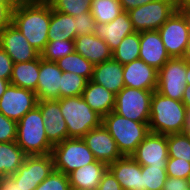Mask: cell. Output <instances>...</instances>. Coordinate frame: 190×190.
Segmentation results:
<instances>
[{"label":"cell","instance_id":"6da1fadb","mask_svg":"<svg viewBox=\"0 0 190 190\" xmlns=\"http://www.w3.org/2000/svg\"><path fill=\"white\" fill-rule=\"evenodd\" d=\"M51 6L46 3H20L12 11V24L40 53L48 43Z\"/></svg>","mask_w":190,"mask_h":190},{"label":"cell","instance_id":"7a4b0ae2","mask_svg":"<svg viewBox=\"0 0 190 190\" xmlns=\"http://www.w3.org/2000/svg\"><path fill=\"white\" fill-rule=\"evenodd\" d=\"M186 116L187 108L182 101L171 99L157 91L153 92L149 119L151 133L162 135L183 133Z\"/></svg>","mask_w":190,"mask_h":190},{"label":"cell","instance_id":"3957f363","mask_svg":"<svg viewBox=\"0 0 190 190\" xmlns=\"http://www.w3.org/2000/svg\"><path fill=\"white\" fill-rule=\"evenodd\" d=\"M44 117L36 106L17 122L16 143L26 155H47L53 145L45 133Z\"/></svg>","mask_w":190,"mask_h":190},{"label":"cell","instance_id":"277c9868","mask_svg":"<svg viewBox=\"0 0 190 190\" xmlns=\"http://www.w3.org/2000/svg\"><path fill=\"white\" fill-rule=\"evenodd\" d=\"M102 124L117 143L123 156H131L150 133L149 122H136L122 117L114 111L103 117Z\"/></svg>","mask_w":190,"mask_h":190},{"label":"cell","instance_id":"5b68a950","mask_svg":"<svg viewBox=\"0 0 190 190\" xmlns=\"http://www.w3.org/2000/svg\"><path fill=\"white\" fill-rule=\"evenodd\" d=\"M68 129V138H82L102 125L103 117L93 111L81 95L57 99Z\"/></svg>","mask_w":190,"mask_h":190},{"label":"cell","instance_id":"8992f818","mask_svg":"<svg viewBox=\"0 0 190 190\" xmlns=\"http://www.w3.org/2000/svg\"><path fill=\"white\" fill-rule=\"evenodd\" d=\"M56 171L69 175L96 159L82 138H67L53 146L51 152Z\"/></svg>","mask_w":190,"mask_h":190},{"label":"cell","instance_id":"52a82bcc","mask_svg":"<svg viewBox=\"0 0 190 190\" xmlns=\"http://www.w3.org/2000/svg\"><path fill=\"white\" fill-rule=\"evenodd\" d=\"M153 91L124 87L115 95L113 111L136 122H149Z\"/></svg>","mask_w":190,"mask_h":190},{"label":"cell","instance_id":"ba28073f","mask_svg":"<svg viewBox=\"0 0 190 190\" xmlns=\"http://www.w3.org/2000/svg\"><path fill=\"white\" fill-rule=\"evenodd\" d=\"M176 10L174 0H154L128 11L136 32L158 30Z\"/></svg>","mask_w":190,"mask_h":190},{"label":"cell","instance_id":"9c48e42d","mask_svg":"<svg viewBox=\"0 0 190 190\" xmlns=\"http://www.w3.org/2000/svg\"><path fill=\"white\" fill-rule=\"evenodd\" d=\"M170 58H182L190 38V22L181 10H175L158 29Z\"/></svg>","mask_w":190,"mask_h":190},{"label":"cell","instance_id":"30bf717a","mask_svg":"<svg viewBox=\"0 0 190 190\" xmlns=\"http://www.w3.org/2000/svg\"><path fill=\"white\" fill-rule=\"evenodd\" d=\"M186 83V62L170 58L158 71L156 91L174 100L182 101Z\"/></svg>","mask_w":190,"mask_h":190},{"label":"cell","instance_id":"8fae6325","mask_svg":"<svg viewBox=\"0 0 190 190\" xmlns=\"http://www.w3.org/2000/svg\"><path fill=\"white\" fill-rule=\"evenodd\" d=\"M54 170L51 153L47 155H27L18 171L10 177L25 190H34Z\"/></svg>","mask_w":190,"mask_h":190},{"label":"cell","instance_id":"7c38bea8","mask_svg":"<svg viewBox=\"0 0 190 190\" xmlns=\"http://www.w3.org/2000/svg\"><path fill=\"white\" fill-rule=\"evenodd\" d=\"M37 102L34 91L10 84L0 98V113L18 122L37 106Z\"/></svg>","mask_w":190,"mask_h":190},{"label":"cell","instance_id":"4fadbf2b","mask_svg":"<svg viewBox=\"0 0 190 190\" xmlns=\"http://www.w3.org/2000/svg\"><path fill=\"white\" fill-rule=\"evenodd\" d=\"M131 157L141 166H166L168 160L167 135L149 133Z\"/></svg>","mask_w":190,"mask_h":190},{"label":"cell","instance_id":"5bb4252c","mask_svg":"<svg viewBox=\"0 0 190 190\" xmlns=\"http://www.w3.org/2000/svg\"><path fill=\"white\" fill-rule=\"evenodd\" d=\"M82 139L93 153L95 159L106 165L123 157L117 143L103 124L88 131Z\"/></svg>","mask_w":190,"mask_h":190},{"label":"cell","instance_id":"9a60e30c","mask_svg":"<svg viewBox=\"0 0 190 190\" xmlns=\"http://www.w3.org/2000/svg\"><path fill=\"white\" fill-rule=\"evenodd\" d=\"M0 46L14 63L29 62L40 56V52L12 23L0 33Z\"/></svg>","mask_w":190,"mask_h":190},{"label":"cell","instance_id":"2e32d148","mask_svg":"<svg viewBox=\"0 0 190 190\" xmlns=\"http://www.w3.org/2000/svg\"><path fill=\"white\" fill-rule=\"evenodd\" d=\"M37 107L44 117L45 133L54 146L68 138V129L57 99L38 100Z\"/></svg>","mask_w":190,"mask_h":190},{"label":"cell","instance_id":"e0dca14e","mask_svg":"<svg viewBox=\"0 0 190 190\" xmlns=\"http://www.w3.org/2000/svg\"><path fill=\"white\" fill-rule=\"evenodd\" d=\"M125 87L156 91L158 70L137 59L123 65Z\"/></svg>","mask_w":190,"mask_h":190},{"label":"cell","instance_id":"ac0fdd59","mask_svg":"<svg viewBox=\"0 0 190 190\" xmlns=\"http://www.w3.org/2000/svg\"><path fill=\"white\" fill-rule=\"evenodd\" d=\"M63 71L56 62L40 57V70L36 89L38 100L60 99V86Z\"/></svg>","mask_w":190,"mask_h":190},{"label":"cell","instance_id":"d6986e66","mask_svg":"<svg viewBox=\"0 0 190 190\" xmlns=\"http://www.w3.org/2000/svg\"><path fill=\"white\" fill-rule=\"evenodd\" d=\"M139 59L158 71L170 59L158 30L140 32Z\"/></svg>","mask_w":190,"mask_h":190},{"label":"cell","instance_id":"ffe728a7","mask_svg":"<svg viewBox=\"0 0 190 190\" xmlns=\"http://www.w3.org/2000/svg\"><path fill=\"white\" fill-rule=\"evenodd\" d=\"M136 32L126 11L121 12L109 23H96L94 34L104 40L113 51L118 47L124 37Z\"/></svg>","mask_w":190,"mask_h":190},{"label":"cell","instance_id":"44dd1931","mask_svg":"<svg viewBox=\"0 0 190 190\" xmlns=\"http://www.w3.org/2000/svg\"><path fill=\"white\" fill-rule=\"evenodd\" d=\"M123 190H144L142 166L131 156H123L108 165Z\"/></svg>","mask_w":190,"mask_h":190},{"label":"cell","instance_id":"7402d4cb","mask_svg":"<svg viewBox=\"0 0 190 190\" xmlns=\"http://www.w3.org/2000/svg\"><path fill=\"white\" fill-rule=\"evenodd\" d=\"M74 42L75 52L82 55L93 65L112 59V51L107 43L94 33L77 36Z\"/></svg>","mask_w":190,"mask_h":190},{"label":"cell","instance_id":"603a6c76","mask_svg":"<svg viewBox=\"0 0 190 190\" xmlns=\"http://www.w3.org/2000/svg\"><path fill=\"white\" fill-rule=\"evenodd\" d=\"M91 80L116 95L125 87L123 80V65L114 59L94 65Z\"/></svg>","mask_w":190,"mask_h":190},{"label":"cell","instance_id":"cb8c5ba5","mask_svg":"<svg viewBox=\"0 0 190 190\" xmlns=\"http://www.w3.org/2000/svg\"><path fill=\"white\" fill-rule=\"evenodd\" d=\"M108 169V165L98 160L82 166L73 172L69 177L71 188L79 190H97L98 185Z\"/></svg>","mask_w":190,"mask_h":190},{"label":"cell","instance_id":"d4e9b609","mask_svg":"<svg viewBox=\"0 0 190 190\" xmlns=\"http://www.w3.org/2000/svg\"><path fill=\"white\" fill-rule=\"evenodd\" d=\"M81 96L91 109L102 117L114 109L115 94L92 80L87 81Z\"/></svg>","mask_w":190,"mask_h":190},{"label":"cell","instance_id":"484cf974","mask_svg":"<svg viewBox=\"0 0 190 190\" xmlns=\"http://www.w3.org/2000/svg\"><path fill=\"white\" fill-rule=\"evenodd\" d=\"M40 70V56L29 62L13 64L10 83L36 92Z\"/></svg>","mask_w":190,"mask_h":190},{"label":"cell","instance_id":"4316f807","mask_svg":"<svg viewBox=\"0 0 190 190\" xmlns=\"http://www.w3.org/2000/svg\"><path fill=\"white\" fill-rule=\"evenodd\" d=\"M26 156L16 141L0 142V178L15 174L24 163Z\"/></svg>","mask_w":190,"mask_h":190},{"label":"cell","instance_id":"83f0119b","mask_svg":"<svg viewBox=\"0 0 190 190\" xmlns=\"http://www.w3.org/2000/svg\"><path fill=\"white\" fill-rule=\"evenodd\" d=\"M75 19L71 15L52 10L51 20L48 30L49 40H75Z\"/></svg>","mask_w":190,"mask_h":190},{"label":"cell","instance_id":"f1b7e54d","mask_svg":"<svg viewBox=\"0 0 190 190\" xmlns=\"http://www.w3.org/2000/svg\"><path fill=\"white\" fill-rule=\"evenodd\" d=\"M56 64L63 72H73L87 81L92 79L94 65L75 51L57 60Z\"/></svg>","mask_w":190,"mask_h":190},{"label":"cell","instance_id":"f546056e","mask_svg":"<svg viewBox=\"0 0 190 190\" xmlns=\"http://www.w3.org/2000/svg\"><path fill=\"white\" fill-rule=\"evenodd\" d=\"M140 32H133L123 38L116 49L112 51V59L122 65L139 59Z\"/></svg>","mask_w":190,"mask_h":190},{"label":"cell","instance_id":"4dcf8cb0","mask_svg":"<svg viewBox=\"0 0 190 190\" xmlns=\"http://www.w3.org/2000/svg\"><path fill=\"white\" fill-rule=\"evenodd\" d=\"M123 12L119 0H92L90 13L96 23H109Z\"/></svg>","mask_w":190,"mask_h":190},{"label":"cell","instance_id":"1f68e13d","mask_svg":"<svg viewBox=\"0 0 190 190\" xmlns=\"http://www.w3.org/2000/svg\"><path fill=\"white\" fill-rule=\"evenodd\" d=\"M74 51V40H49L45 48L41 51L40 57L47 61L56 62Z\"/></svg>","mask_w":190,"mask_h":190},{"label":"cell","instance_id":"d6a6232c","mask_svg":"<svg viewBox=\"0 0 190 190\" xmlns=\"http://www.w3.org/2000/svg\"><path fill=\"white\" fill-rule=\"evenodd\" d=\"M166 179V166H142V187L144 190H162Z\"/></svg>","mask_w":190,"mask_h":190},{"label":"cell","instance_id":"836d02e7","mask_svg":"<svg viewBox=\"0 0 190 190\" xmlns=\"http://www.w3.org/2000/svg\"><path fill=\"white\" fill-rule=\"evenodd\" d=\"M87 80L75 73L63 72L61 77L60 98L82 95Z\"/></svg>","mask_w":190,"mask_h":190},{"label":"cell","instance_id":"e575fe53","mask_svg":"<svg viewBox=\"0 0 190 190\" xmlns=\"http://www.w3.org/2000/svg\"><path fill=\"white\" fill-rule=\"evenodd\" d=\"M168 158H180L190 162V141L184 133L168 134Z\"/></svg>","mask_w":190,"mask_h":190},{"label":"cell","instance_id":"d590c367","mask_svg":"<svg viewBox=\"0 0 190 190\" xmlns=\"http://www.w3.org/2000/svg\"><path fill=\"white\" fill-rule=\"evenodd\" d=\"M92 0H48L52 10L75 16L90 12Z\"/></svg>","mask_w":190,"mask_h":190},{"label":"cell","instance_id":"8d00e7d4","mask_svg":"<svg viewBox=\"0 0 190 190\" xmlns=\"http://www.w3.org/2000/svg\"><path fill=\"white\" fill-rule=\"evenodd\" d=\"M34 190H71L69 177L54 170Z\"/></svg>","mask_w":190,"mask_h":190},{"label":"cell","instance_id":"74e56055","mask_svg":"<svg viewBox=\"0 0 190 190\" xmlns=\"http://www.w3.org/2000/svg\"><path fill=\"white\" fill-rule=\"evenodd\" d=\"M166 172L169 177L188 180L190 178V162L180 160V158H168Z\"/></svg>","mask_w":190,"mask_h":190},{"label":"cell","instance_id":"f35d334b","mask_svg":"<svg viewBox=\"0 0 190 190\" xmlns=\"http://www.w3.org/2000/svg\"><path fill=\"white\" fill-rule=\"evenodd\" d=\"M73 17L76 25V37L80 35L93 34L95 32L96 21L90 12L81 13Z\"/></svg>","mask_w":190,"mask_h":190},{"label":"cell","instance_id":"ab89813d","mask_svg":"<svg viewBox=\"0 0 190 190\" xmlns=\"http://www.w3.org/2000/svg\"><path fill=\"white\" fill-rule=\"evenodd\" d=\"M17 137V121L0 113V142H14Z\"/></svg>","mask_w":190,"mask_h":190},{"label":"cell","instance_id":"60d3db41","mask_svg":"<svg viewBox=\"0 0 190 190\" xmlns=\"http://www.w3.org/2000/svg\"><path fill=\"white\" fill-rule=\"evenodd\" d=\"M13 60L0 46V78L10 80L13 69Z\"/></svg>","mask_w":190,"mask_h":190},{"label":"cell","instance_id":"b9f144b4","mask_svg":"<svg viewBox=\"0 0 190 190\" xmlns=\"http://www.w3.org/2000/svg\"><path fill=\"white\" fill-rule=\"evenodd\" d=\"M97 190H123L118 180L112 174V172L107 169L104 173Z\"/></svg>","mask_w":190,"mask_h":190},{"label":"cell","instance_id":"7bdbcfd3","mask_svg":"<svg viewBox=\"0 0 190 190\" xmlns=\"http://www.w3.org/2000/svg\"><path fill=\"white\" fill-rule=\"evenodd\" d=\"M13 8L6 2H0V33L11 24Z\"/></svg>","mask_w":190,"mask_h":190},{"label":"cell","instance_id":"ee69618b","mask_svg":"<svg viewBox=\"0 0 190 190\" xmlns=\"http://www.w3.org/2000/svg\"><path fill=\"white\" fill-rule=\"evenodd\" d=\"M162 190H190L188 180L167 176Z\"/></svg>","mask_w":190,"mask_h":190},{"label":"cell","instance_id":"f6af8a7d","mask_svg":"<svg viewBox=\"0 0 190 190\" xmlns=\"http://www.w3.org/2000/svg\"><path fill=\"white\" fill-rule=\"evenodd\" d=\"M0 190H25L19 183H16L10 176L0 178Z\"/></svg>","mask_w":190,"mask_h":190},{"label":"cell","instance_id":"bcb514c9","mask_svg":"<svg viewBox=\"0 0 190 190\" xmlns=\"http://www.w3.org/2000/svg\"><path fill=\"white\" fill-rule=\"evenodd\" d=\"M123 11L128 12L129 10L150 3L154 0H119Z\"/></svg>","mask_w":190,"mask_h":190},{"label":"cell","instance_id":"7dc6e473","mask_svg":"<svg viewBox=\"0 0 190 190\" xmlns=\"http://www.w3.org/2000/svg\"><path fill=\"white\" fill-rule=\"evenodd\" d=\"M182 102L186 106L187 109H190V86L189 85H187L184 90Z\"/></svg>","mask_w":190,"mask_h":190},{"label":"cell","instance_id":"c3c4849f","mask_svg":"<svg viewBox=\"0 0 190 190\" xmlns=\"http://www.w3.org/2000/svg\"><path fill=\"white\" fill-rule=\"evenodd\" d=\"M10 84H11L10 80H5L0 78V98L5 93Z\"/></svg>","mask_w":190,"mask_h":190},{"label":"cell","instance_id":"681fc988","mask_svg":"<svg viewBox=\"0 0 190 190\" xmlns=\"http://www.w3.org/2000/svg\"><path fill=\"white\" fill-rule=\"evenodd\" d=\"M189 3L190 0H174L176 10H182Z\"/></svg>","mask_w":190,"mask_h":190},{"label":"cell","instance_id":"f907efd6","mask_svg":"<svg viewBox=\"0 0 190 190\" xmlns=\"http://www.w3.org/2000/svg\"><path fill=\"white\" fill-rule=\"evenodd\" d=\"M182 59L187 63L190 64V38H189V42L186 46L185 52L182 56Z\"/></svg>","mask_w":190,"mask_h":190},{"label":"cell","instance_id":"816d5d0a","mask_svg":"<svg viewBox=\"0 0 190 190\" xmlns=\"http://www.w3.org/2000/svg\"><path fill=\"white\" fill-rule=\"evenodd\" d=\"M17 4L20 3H46L48 0H15Z\"/></svg>","mask_w":190,"mask_h":190},{"label":"cell","instance_id":"f5cc1de1","mask_svg":"<svg viewBox=\"0 0 190 190\" xmlns=\"http://www.w3.org/2000/svg\"><path fill=\"white\" fill-rule=\"evenodd\" d=\"M181 11L186 15L188 21L190 22V3L186 5Z\"/></svg>","mask_w":190,"mask_h":190},{"label":"cell","instance_id":"db71d44e","mask_svg":"<svg viewBox=\"0 0 190 190\" xmlns=\"http://www.w3.org/2000/svg\"><path fill=\"white\" fill-rule=\"evenodd\" d=\"M186 83L190 86V64L186 63Z\"/></svg>","mask_w":190,"mask_h":190},{"label":"cell","instance_id":"11a10c76","mask_svg":"<svg viewBox=\"0 0 190 190\" xmlns=\"http://www.w3.org/2000/svg\"><path fill=\"white\" fill-rule=\"evenodd\" d=\"M0 2H6L8 3L12 8H14L17 3L15 2V0H0Z\"/></svg>","mask_w":190,"mask_h":190},{"label":"cell","instance_id":"9f6ffc18","mask_svg":"<svg viewBox=\"0 0 190 190\" xmlns=\"http://www.w3.org/2000/svg\"><path fill=\"white\" fill-rule=\"evenodd\" d=\"M183 133L185 134V136L189 139L190 141V126H186Z\"/></svg>","mask_w":190,"mask_h":190},{"label":"cell","instance_id":"6f0895ef","mask_svg":"<svg viewBox=\"0 0 190 190\" xmlns=\"http://www.w3.org/2000/svg\"><path fill=\"white\" fill-rule=\"evenodd\" d=\"M186 126H190V109H187Z\"/></svg>","mask_w":190,"mask_h":190},{"label":"cell","instance_id":"680465c9","mask_svg":"<svg viewBox=\"0 0 190 190\" xmlns=\"http://www.w3.org/2000/svg\"><path fill=\"white\" fill-rule=\"evenodd\" d=\"M188 186H189V188H190V178L188 179Z\"/></svg>","mask_w":190,"mask_h":190}]
</instances>
